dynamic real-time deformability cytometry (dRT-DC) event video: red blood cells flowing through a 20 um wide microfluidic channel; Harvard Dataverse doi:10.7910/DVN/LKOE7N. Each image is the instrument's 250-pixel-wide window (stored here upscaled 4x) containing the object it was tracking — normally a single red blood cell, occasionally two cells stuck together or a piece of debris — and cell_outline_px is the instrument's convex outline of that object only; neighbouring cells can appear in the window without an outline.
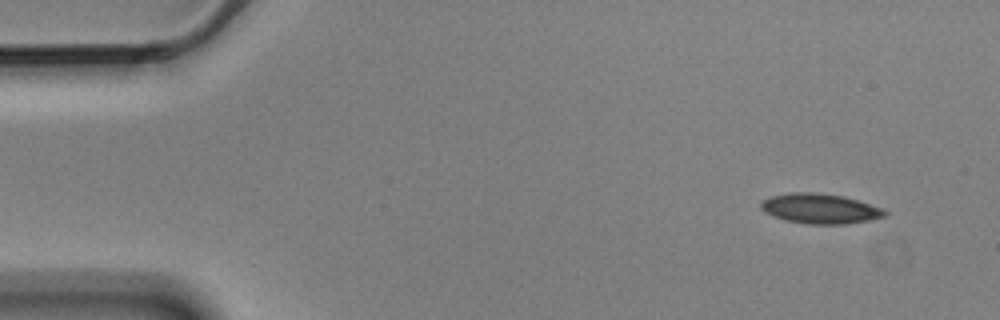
{"species": "Egyptian fruit bat (a non-hibernating species)", "species_latin": "Rousettus aegyptiacus", "temperature_condition": "cold", "stored_images_in_passage": 4, "camera_frame_rate_fps": 3000, "um_per_image_px": 0.085, "animal": {"sex": "male"}, "frame": {"image": 1, "passage_image": 1, "time_ms": 0.0, "image_size_px": [1000, 320], "cell_outline_px": [[888, 216], [868, 220], [844, 224], [808, 224], [788, 220], [776, 216], [760, 208], [760, 204], [764, 200], [772, 196], [792, 192], [812, 192], [844, 196], [884, 208], [888, 212]], "centroid_in_image_um": [69.79, 17.73], "position_along_channel_um": 15.2, "area_um2": 21.39}}
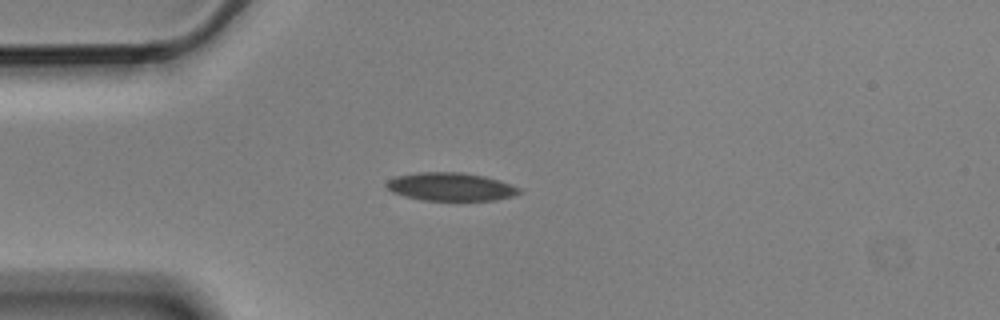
{"frame": {"image": 2, "passage_image": 4, "time_ms": 1.0, "image_size_px": [1000, 320], "cell_outline_px": [[524, 192], [512, 196], [496, 200], [420, 200], [404, 196], [392, 192], [384, 184], [388, 180], [396, 176], [420, 172], [464, 172], [484, 176], [500, 180], [520, 188]], "centroid_in_image_um": [38.32, 15.87], "position_along_channel_um": 46.7, "area_um2": 21.91}}